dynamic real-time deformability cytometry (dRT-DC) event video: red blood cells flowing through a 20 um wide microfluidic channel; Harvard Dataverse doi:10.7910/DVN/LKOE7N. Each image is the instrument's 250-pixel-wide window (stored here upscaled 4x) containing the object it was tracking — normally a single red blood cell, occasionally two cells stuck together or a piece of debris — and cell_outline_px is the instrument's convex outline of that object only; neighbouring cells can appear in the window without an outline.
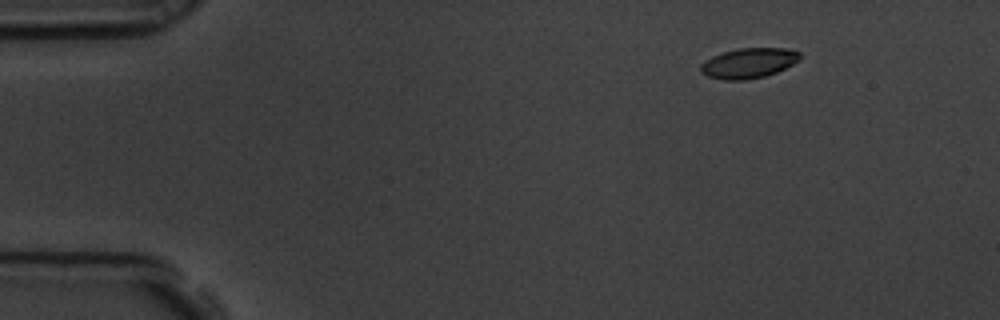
{"species": "common noctule bat (a hibernating species)", "species_latin": "Nyctalus noctula", "temperature_condition": "room temperature", "stored_images_in_passage": 6, "camera_frame_rate_fps": 3000, "um_per_image_px": 0.085, "animal": {"sex": "male", "body_mass_g": 19.5, "forearm_length_mm": 54.6}, "frame": {"image": 1, "passage_image": 3, "time_ms": 0.667, "image_size_px": [1000, 320], "cell_outline_px": [[800, 60], [776, 72], [764, 76], [744, 80], [724, 80], [708, 76], [700, 72], [700, 64], [712, 56], [724, 52], [740, 48], [792, 48], [800, 52]], "centroid_in_image_um": [63.64, 5.35], "position_along_channel_um": 21.4, "area_um2": 17.4}}
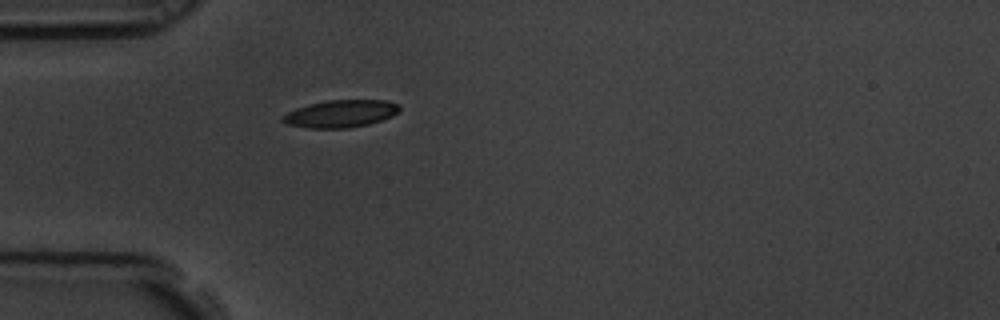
{"frame": {"image": 2, "passage_image": 6, "time_ms": 1.667, "image_size_px": [1000, 320], "cell_outline_px": [[400, 108], [392, 116], [368, 124], [348, 128], [308, 128], [288, 124], [280, 120], [280, 116], [296, 108], [308, 104], [328, 100], [388, 100], [400, 104]], "centroid_in_image_um": [28.93, 9.66], "position_along_channel_um": 56.1, "area_um2": 18.67}}